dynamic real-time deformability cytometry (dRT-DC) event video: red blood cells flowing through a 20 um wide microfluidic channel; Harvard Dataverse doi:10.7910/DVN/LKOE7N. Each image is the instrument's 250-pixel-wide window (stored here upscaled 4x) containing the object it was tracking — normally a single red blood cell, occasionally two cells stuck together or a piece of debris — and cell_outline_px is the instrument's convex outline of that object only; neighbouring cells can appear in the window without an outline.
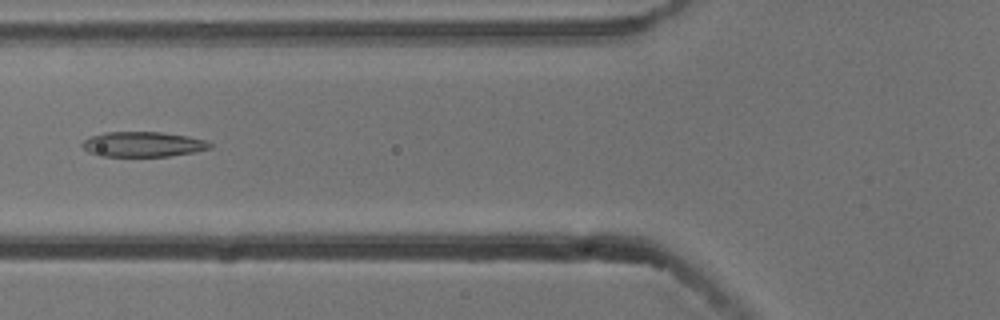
{"species": "common noctule bat (a hibernating species)", "species_latin": "Nyctalus noctula", "temperature_condition": "cold", "stored_images_in_passage": 6, "camera_frame_rate_fps": 3000, "um_per_image_px": 0.085, "animal": {"sex": "male", "body_mass_g": 13.3}, "frame": {"image": 1, "passage_image": 6, "time_ms": 1.667, "image_size_px": [1000, 320], "cell_outline_px": [[212, 148], [196, 152], [168, 156], [100, 156], [88, 152], [80, 144], [84, 140], [92, 136], [104, 132], [160, 132], [188, 136], [204, 140], [212, 144]], "centroid_in_image_um": [12.16, 12.27], "position_along_channel_um": 113.6, "area_um2": 18.67}}